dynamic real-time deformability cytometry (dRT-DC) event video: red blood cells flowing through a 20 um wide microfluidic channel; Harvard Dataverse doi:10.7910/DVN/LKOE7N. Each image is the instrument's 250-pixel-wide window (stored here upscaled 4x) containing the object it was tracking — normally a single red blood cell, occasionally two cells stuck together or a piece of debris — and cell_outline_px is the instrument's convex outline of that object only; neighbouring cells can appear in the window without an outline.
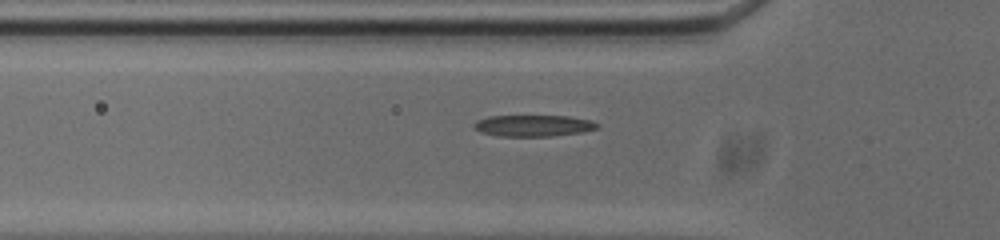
{"species": "common noctule bat (a hibernating species)", "species_latin": "Nyctalus noctula", "temperature_condition": "cold", "stored_images_in_passage": 38, "camera_frame_rate_fps": 3000, "um_per_image_px": 0.085, "animal": {"sex": "male", "body_mass_g": 20.0, "forearm_length_mm": 53.3}, "frame": {"image": 1, "passage_image": 5, "time_ms": 1.333, "image_size_px": [1000, 240], "cell_outline_px": [[600, 124], [596, 128], [584, 132], [552, 136], [496, 136], [480, 132], [472, 124], [476, 120], [488, 116], [568, 116], [592, 120]], "centroid_in_image_um": [45.34, 10.68], "position_along_channel_um": 80.5, "area_um2": 15.49}}
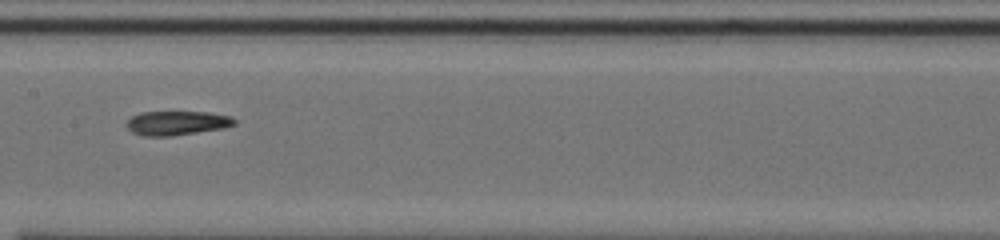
{"frame": {"image": 2, "passage_image": 14, "time_ms": 4.333, "image_size_px": [1000, 240], "cell_outline_px": [[236, 124], [224, 128], [172, 136], [144, 136], [132, 132], [124, 124], [132, 116], [140, 112], [208, 112], [232, 116], [236, 120]], "centroid_in_image_um": [15.04, 10.45], "position_along_channel_um": 192.4, "area_um2": 15.32}}
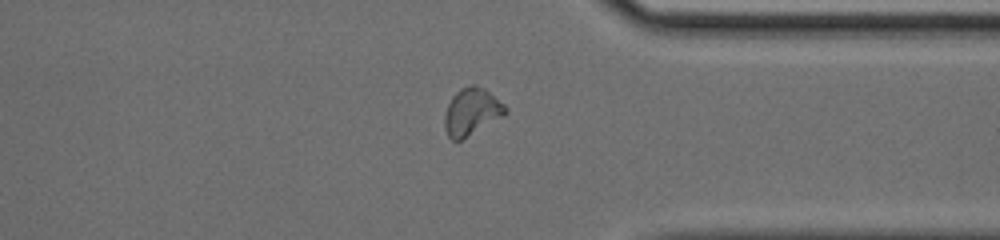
{"frame": {"image": 3, "passage_image": 29, "time_ms": 9.333, "image_size_px": [1000, 240], "cell_outline_px": [[508, 112], [504, 116], [460, 140], [452, 140], [448, 136], [444, 124], [444, 116], [448, 104], [452, 96], [460, 88], [472, 84], [476, 84], [484, 88], [504, 104], [508, 108]], "centroid_in_image_um": [40.09, 9.47], "position_along_channel_um": 371.3, "area_um2": 16.65}, "authors_computed_cell_mechanics": {"area_um2": 15.9239, "velocity_mm_per_s": 3.7209, "shape_relaxation_time_tau1_ms": 6.1088, "shape_relaxation_time_tau2_ms": 3.3447, "deformation_change_tau1": 0.1844, "deformation_change_tau2": 0.0856}}